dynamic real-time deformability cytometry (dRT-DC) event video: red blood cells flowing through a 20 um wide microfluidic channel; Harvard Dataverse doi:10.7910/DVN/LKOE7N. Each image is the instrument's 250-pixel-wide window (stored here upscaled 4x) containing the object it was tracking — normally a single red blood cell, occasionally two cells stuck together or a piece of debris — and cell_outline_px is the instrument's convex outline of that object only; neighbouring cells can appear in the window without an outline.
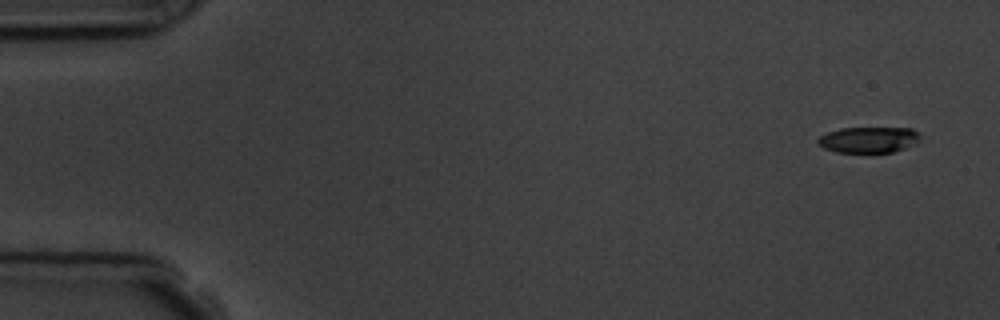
{"species": "common noctule bat (a hibernating species)", "species_latin": "Nyctalus noctula", "temperature_condition": "room temperature", "stored_images_in_passage": 4, "camera_frame_rate_fps": 3000, "um_per_image_px": 0.085, "animal": {"sex": "male", "body_mass_g": 19.5, "forearm_length_mm": 54.6}, "frame": {"image": 1, "passage_image": 1, "time_ms": 0.0, "image_size_px": [1000, 320], "cell_outline_px": [[920, 140], [916, 144], [892, 152], [836, 152], [824, 148], [816, 144], [816, 140], [820, 136], [828, 132], [840, 128], [912, 128], [920, 132]], "centroid_in_image_um": [73.85, 11.87], "position_along_channel_um": 11.2, "area_um2": 15.61}}